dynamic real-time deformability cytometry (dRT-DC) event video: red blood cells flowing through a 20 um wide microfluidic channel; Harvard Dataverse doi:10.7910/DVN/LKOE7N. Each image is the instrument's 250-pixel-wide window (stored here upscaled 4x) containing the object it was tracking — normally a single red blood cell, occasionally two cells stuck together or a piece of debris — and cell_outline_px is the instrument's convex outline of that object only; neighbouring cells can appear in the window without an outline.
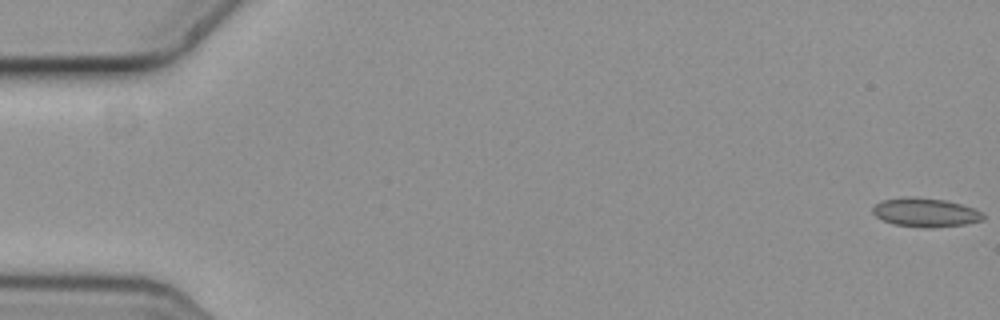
{"species": "common noctule bat (a hibernating species)", "species_latin": "Nyctalus noctula", "temperature_condition": "cold", "stored_images_in_passage": 6, "camera_frame_rate_fps": 3000, "um_per_image_px": 0.085, "animal": {"sex": "female", "body_mass_g": 19.3, "forearm_length_mm": 54.1}, "frame": {"image": 1, "passage_image": 1, "time_ms": 0.0, "image_size_px": [1000, 320], "cell_outline_px": [[984, 220], [964, 224], [928, 228], [924, 228], [892, 224], [876, 216], [872, 212], [872, 208], [880, 200], [904, 196], [908, 196], [944, 200], [976, 208], [984, 212]], "centroid_in_image_um": [78.66, 18.05], "position_along_channel_um": 6.3, "area_um2": 18.73}}
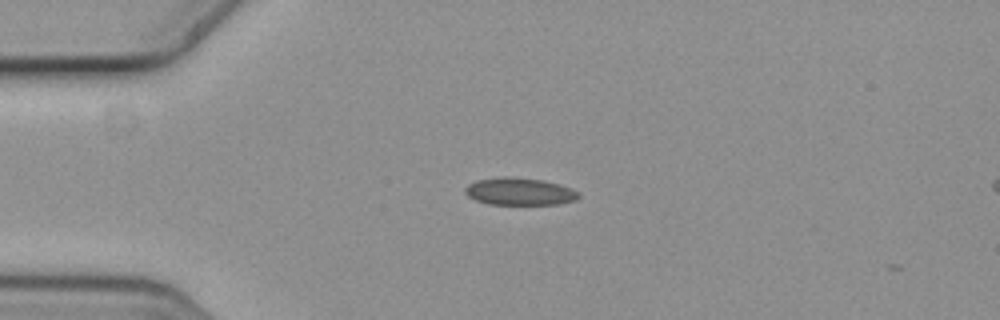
{"frame": {"image": 2, "passage_image": 5, "time_ms": 1.333, "image_size_px": [1000, 320], "cell_outline_px": [[580, 196], [576, 200], [560, 204], [488, 204], [476, 200], [468, 196], [464, 192], [464, 188], [468, 184], [480, 180], [504, 176], [544, 180], [560, 184], [572, 188], [580, 192]], "centroid_in_image_um": [44.2, 16.28], "position_along_channel_um": 40.8, "area_um2": 18.15}}
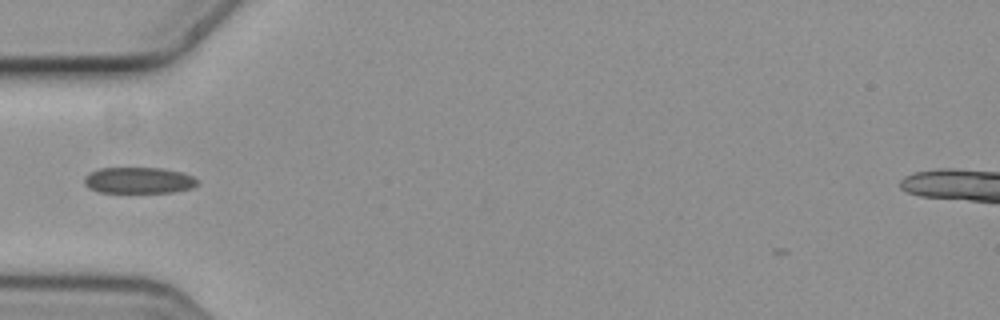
{"frame": {"image": 3, "passage_image": 6, "time_ms": 1.667, "image_size_px": [1000, 320], "cell_outline_px": [[196, 184], [192, 188], [172, 192], [100, 192], [88, 188], [84, 184], [84, 176], [88, 172], [100, 168], [160, 168], [184, 172], [192, 176], [196, 180]], "centroid_in_image_um": [11.74, 15.32], "position_along_channel_um": 73.3, "area_um2": 17.28}}